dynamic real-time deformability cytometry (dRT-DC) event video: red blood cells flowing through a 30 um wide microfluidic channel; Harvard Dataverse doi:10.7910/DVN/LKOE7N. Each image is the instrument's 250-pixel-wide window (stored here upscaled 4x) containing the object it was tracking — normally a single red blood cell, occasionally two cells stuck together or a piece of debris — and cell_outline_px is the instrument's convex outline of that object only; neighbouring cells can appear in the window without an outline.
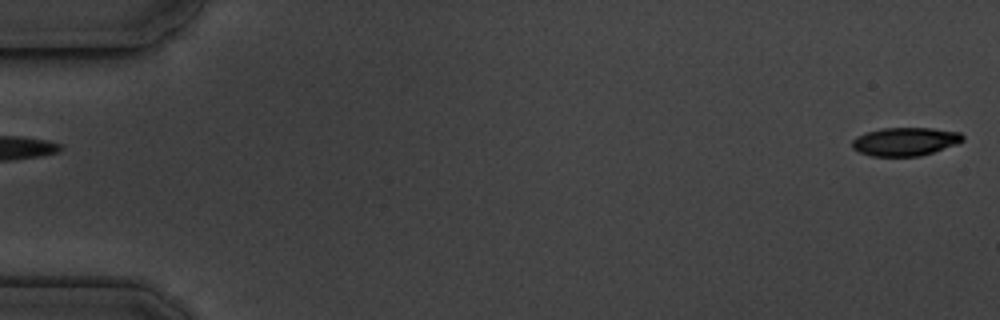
{"species": "common noctule bat (a hibernating species)", "species_latin": "Nyctalus noctula", "temperature_condition": "cold", "stored_images_in_passage": 3, "segment_of_instrument_passage": [2, 2], "camera_frame_rate_fps": 3000, "um_per_image_px": 0.085, "animal": {"sex": "male", "body_mass_g": 19.5, "forearm_length_mm": 54.6}, "frame": {"image": 1, "passage_image": 3, "time_ms": 2.0, "image_size_px": [1000, 320], "cell_outline_px": [[964, 140], [956, 144], [920, 156], [872, 156], [860, 152], [852, 148], [852, 140], [856, 136], [880, 128], [932, 128], [960, 132], [964, 136]], "centroid_in_image_um": [76.93, 12.02], "position_along_channel_um": 8.1, "area_um2": 18.21}}